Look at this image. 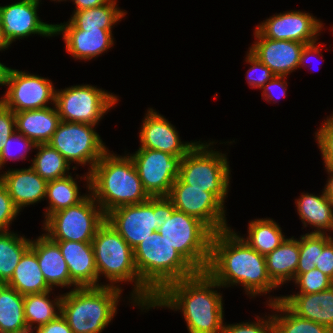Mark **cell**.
<instances>
[{"instance_id":"obj_1","label":"cell","mask_w":333,"mask_h":333,"mask_svg":"<svg viewBox=\"0 0 333 333\" xmlns=\"http://www.w3.org/2000/svg\"><path fill=\"white\" fill-rule=\"evenodd\" d=\"M206 272L222 287L242 285L252 297L277 288L268 276L265 256L231 228L213 234Z\"/></svg>"},{"instance_id":"obj_2","label":"cell","mask_w":333,"mask_h":333,"mask_svg":"<svg viewBox=\"0 0 333 333\" xmlns=\"http://www.w3.org/2000/svg\"><path fill=\"white\" fill-rule=\"evenodd\" d=\"M221 286L206 272L168 284L156 297L153 307L181 310L189 333H222V295L214 290Z\"/></svg>"},{"instance_id":"obj_3","label":"cell","mask_w":333,"mask_h":333,"mask_svg":"<svg viewBox=\"0 0 333 333\" xmlns=\"http://www.w3.org/2000/svg\"><path fill=\"white\" fill-rule=\"evenodd\" d=\"M83 178L105 215L117 207L150 198L129 155L117 156L108 150Z\"/></svg>"},{"instance_id":"obj_4","label":"cell","mask_w":333,"mask_h":333,"mask_svg":"<svg viewBox=\"0 0 333 333\" xmlns=\"http://www.w3.org/2000/svg\"><path fill=\"white\" fill-rule=\"evenodd\" d=\"M92 245L98 280L103 274L110 282L106 286L118 288L115 283L134 282L131 294L133 305L141 306L143 310L151 309L155 296L140 281L133 249L106 220L97 229Z\"/></svg>"},{"instance_id":"obj_5","label":"cell","mask_w":333,"mask_h":333,"mask_svg":"<svg viewBox=\"0 0 333 333\" xmlns=\"http://www.w3.org/2000/svg\"><path fill=\"white\" fill-rule=\"evenodd\" d=\"M133 251L140 281L155 297L168 284L198 272L158 231L148 235Z\"/></svg>"},{"instance_id":"obj_6","label":"cell","mask_w":333,"mask_h":333,"mask_svg":"<svg viewBox=\"0 0 333 333\" xmlns=\"http://www.w3.org/2000/svg\"><path fill=\"white\" fill-rule=\"evenodd\" d=\"M121 292L104 284L73 288L62 296L61 315L73 333H101L117 312Z\"/></svg>"},{"instance_id":"obj_7","label":"cell","mask_w":333,"mask_h":333,"mask_svg":"<svg viewBox=\"0 0 333 333\" xmlns=\"http://www.w3.org/2000/svg\"><path fill=\"white\" fill-rule=\"evenodd\" d=\"M175 210L167 196L150 197L147 201L117 207L106 214V221L134 249L158 231Z\"/></svg>"},{"instance_id":"obj_8","label":"cell","mask_w":333,"mask_h":333,"mask_svg":"<svg viewBox=\"0 0 333 333\" xmlns=\"http://www.w3.org/2000/svg\"><path fill=\"white\" fill-rule=\"evenodd\" d=\"M213 143L199 141L182 158L179 178L191 188L214 193L224 203L230 186V167L225 154L209 148Z\"/></svg>"},{"instance_id":"obj_9","label":"cell","mask_w":333,"mask_h":333,"mask_svg":"<svg viewBox=\"0 0 333 333\" xmlns=\"http://www.w3.org/2000/svg\"><path fill=\"white\" fill-rule=\"evenodd\" d=\"M158 232L198 272L207 270L214 232L204 222L175 209Z\"/></svg>"},{"instance_id":"obj_10","label":"cell","mask_w":333,"mask_h":333,"mask_svg":"<svg viewBox=\"0 0 333 333\" xmlns=\"http://www.w3.org/2000/svg\"><path fill=\"white\" fill-rule=\"evenodd\" d=\"M91 194L79 203L51 214L43 223L53 241L92 242L106 215ZM48 232V233H47Z\"/></svg>"},{"instance_id":"obj_11","label":"cell","mask_w":333,"mask_h":333,"mask_svg":"<svg viewBox=\"0 0 333 333\" xmlns=\"http://www.w3.org/2000/svg\"><path fill=\"white\" fill-rule=\"evenodd\" d=\"M118 98L92 85H76L55 92L60 120L97 125Z\"/></svg>"},{"instance_id":"obj_12","label":"cell","mask_w":333,"mask_h":333,"mask_svg":"<svg viewBox=\"0 0 333 333\" xmlns=\"http://www.w3.org/2000/svg\"><path fill=\"white\" fill-rule=\"evenodd\" d=\"M94 127L86 123L60 121L48 144L69 164L76 162L82 166L89 163V174L108 151Z\"/></svg>"},{"instance_id":"obj_13","label":"cell","mask_w":333,"mask_h":333,"mask_svg":"<svg viewBox=\"0 0 333 333\" xmlns=\"http://www.w3.org/2000/svg\"><path fill=\"white\" fill-rule=\"evenodd\" d=\"M144 190L150 197L168 196L180 176L182 156L139 148L130 154Z\"/></svg>"},{"instance_id":"obj_14","label":"cell","mask_w":333,"mask_h":333,"mask_svg":"<svg viewBox=\"0 0 333 333\" xmlns=\"http://www.w3.org/2000/svg\"><path fill=\"white\" fill-rule=\"evenodd\" d=\"M167 197L175 209L198 218L214 233L230 228L225 218L224 203L214 193L191 188L178 177Z\"/></svg>"},{"instance_id":"obj_15","label":"cell","mask_w":333,"mask_h":333,"mask_svg":"<svg viewBox=\"0 0 333 333\" xmlns=\"http://www.w3.org/2000/svg\"><path fill=\"white\" fill-rule=\"evenodd\" d=\"M5 86L9 87L0 100L14 112L47 108L51 102L55 104L56 90L47 78L9 68Z\"/></svg>"},{"instance_id":"obj_16","label":"cell","mask_w":333,"mask_h":333,"mask_svg":"<svg viewBox=\"0 0 333 333\" xmlns=\"http://www.w3.org/2000/svg\"><path fill=\"white\" fill-rule=\"evenodd\" d=\"M322 27V22L309 13L291 10L266 19L256 29L268 39L310 44L318 41Z\"/></svg>"},{"instance_id":"obj_17","label":"cell","mask_w":333,"mask_h":333,"mask_svg":"<svg viewBox=\"0 0 333 333\" xmlns=\"http://www.w3.org/2000/svg\"><path fill=\"white\" fill-rule=\"evenodd\" d=\"M40 0H20L11 5L0 6V25L4 37L10 43L38 34L52 37L54 24L42 22L37 15Z\"/></svg>"},{"instance_id":"obj_18","label":"cell","mask_w":333,"mask_h":333,"mask_svg":"<svg viewBox=\"0 0 333 333\" xmlns=\"http://www.w3.org/2000/svg\"><path fill=\"white\" fill-rule=\"evenodd\" d=\"M139 134V148L152 149L184 157L199 141L181 142L178 131L163 115L148 108Z\"/></svg>"},{"instance_id":"obj_19","label":"cell","mask_w":333,"mask_h":333,"mask_svg":"<svg viewBox=\"0 0 333 333\" xmlns=\"http://www.w3.org/2000/svg\"><path fill=\"white\" fill-rule=\"evenodd\" d=\"M255 43L249 48L274 75L286 76L299 66L300 55L306 44L289 40L265 38L256 28ZM258 40V41H257Z\"/></svg>"},{"instance_id":"obj_20","label":"cell","mask_w":333,"mask_h":333,"mask_svg":"<svg viewBox=\"0 0 333 333\" xmlns=\"http://www.w3.org/2000/svg\"><path fill=\"white\" fill-rule=\"evenodd\" d=\"M54 35L63 34L66 51L77 60H90L114 44L112 29L79 30L70 21L54 24Z\"/></svg>"},{"instance_id":"obj_21","label":"cell","mask_w":333,"mask_h":333,"mask_svg":"<svg viewBox=\"0 0 333 333\" xmlns=\"http://www.w3.org/2000/svg\"><path fill=\"white\" fill-rule=\"evenodd\" d=\"M78 288L100 287L92 242L55 241Z\"/></svg>"},{"instance_id":"obj_22","label":"cell","mask_w":333,"mask_h":333,"mask_svg":"<svg viewBox=\"0 0 333 333\" xmlns=\"http://www.w3.org/2000/svg\"><path fill=\"white\" fill-rule=\"evenodd\" d=\"M0 181L20 211L46 197L48 181L39 176L31 166L26 169H9L0 174Z\"/></svg>"},{"instance_id":"obj_23","label":"cell","mask_w":333,"mask_h":333,"mask_svg":"<svg viewBox=\"0 0 333 333\" xmlns=\"http://www.w3.org/2000/svg\"><path fill=\"white\" fill-rule=\"evenodd\" d=\"M282 300L296 315L325 325L333 331V286L313 294L296 293L272 297L269 303Z\"/></svg>"},{"instance_id":"obj_24","label":"cell","mask_w":333,"mask_h":333,"mask_svg":"<svg viewBox=\"0 0 333 333\" xmlns=\"http://www.w3.org/2000/svg\"><path fill=\"white\" fill-rule=\"evenodd\" d=\"M30 248L36 253L44 279L51 288L54 286L78 288L71 280L67 263L55 241L44 233L36 240H31Z\"/></svg>"},{"instance_id":"obj_25","label":"cell","mask_w":333,"mask_h":333,"mask_svg":"<svg viewBox=\"0 0 333 333\" xmlns=\"http://www.w3.org/2000/svg\"><path fill=\"white\" fill-rule=\"evenodd\" d=\"M60 121L56 107L15 112L16 132L35 144L48 143Z\"/></svg>"},{"instance_id":"obj_26","label":"cell","mask_w":333,"mask_h":333,"mask_svg":"<svg viewBox=\"0 0 333 333\" xmlns=\"http://www.w3.org/2000/svg\"><path fill=\"white\" fill-rule=\"evenodd\" d=\"M298 260L299 240L294 237L286 238L280 246L265 255L268 276L277 287L294 280Z\"/></svg>"},{"instance_id":"obj_27","label":"cell","mask_w":333,"mask_h":333,"mask_svg":"<svg viewBox=\"0 0 333 333\" xmlns=\"http://www.w3.org/2000/svg\"><path fill=\"white\" fill-rule=\"evenodd\" d=\"M295 203L304 226L309 224L316 229L310 233L324 234L325 230L333 231V203L324 191L319 196L302 193Z\"/></svg>"},{"instance_id":"obj_28","label":"cell","mask_w":333,"mask_h":333,"mask_svg":"<svg viewBox=\"0 0 333 333\" xmlns=\"http://www.w3.org/2000/svg\"><path fill=\"white\" fill-rule=\"evenodd\" d=\"M7 285L23 296L53 290L44 279L36 253L31 248L23 254Z\"/></svg>"},{"instance_id":"obj_29","label":"cell","mask_w":333,"mask_h":333,"mask_svg":"<svg viewBox=\"0 0 333 333\" xmlns=\"http://www.w3.org/2000/svg\"><path fill=\"white\" fill-rule=\"evenodd\" d=\"M0 333H30L24 313V296L0 284Z\"/></svg>"},{"instance_id":"obj_30","label":"cell","mask_w":333,"mask_h":333,"mask_svg":"<svg viewBox=\"0 0 333 333\" xmlns=\"http://www.w3.org/2000/svg\"><path fill=\"white\" fill-rule=\"evenodd\" d=\"M116 3V0H110L99 7L74 11L69 21L79 30L112 29L126 15Z\"/></svg>"},{"instance_id":"obj_31","label":"cell","mask_w":333,"mask_h":333,"mask_svg":"<svg viewBox=\"0 0 333 333\" xmlns=\"http://www.w3.org/2000/svg\"><path fill=\"white\" fill-rule=\"evenodd\" d=\"M51 291L24 296V313L30 333L47 324L61 314L62 294L54 300L49 299ZM57 310V311H56ZM59 311V312H58ZM37 323L34 327L32 325Z\"/></svg>"},{"instance_id":"obj_32","label":"cell","mask_w":333,"mask_h":333,"mask_svg":"<svg viewBox=\"0 0 333 333\" xmlns=\"http://www.w3.org/2000/svg\"><path fill=\"white\" fill-rule=\"evenodd\" d=\"M249 246L262 255H267L286 239L281 227L272 219H255L248 224V236L241 237Z\"/></svg>"},{"instance_id":"obj_33","label":"cell","mask_w":333,"mask_h":333,"mask_svg":"<svg viewBox=\"0 0 333 333\" xmlns=\"http://www.w3.org/2000/svg\"><path fill=\"white\" fill-rule=\"evenodd\" d=\"M267 305L274 311L276 310L277 313H281L272 315L274 333H333L325 325L296 315L282 300Z\"/></svg>"},{"instance_id":"obj_34","label":"cell","mask_w":333,"mask_h":333,"mask_svg":"<svg viewBox=\"0 0 333 333\" xmlns=\"http://www.w3.org/2000/svg\"><path fill=\"white\" fill-rule=\"evenodd\" d=\"M31 240L9 231H0V284H7Z\"/></svg>"},{"instance_id":"obj_35","label":"cell","mask_w":333,"mask_h":333,"mask_svg":"<svg viewBox=\"0 0 333 333\" xmlns=\"http://www.w3.org/2000/svg\"><path fill=\"white\" fill-rule=\"evenodd\" d=\"M79 193L77 181L71 176V173L66 177L48 181L45 198L49 200V207L46 208L44 221L51 214L71 207L87 196Z\"/></svg>"},{"instance_id":"obj_36","label":"cell","mask_w":333,"mask_h":333,"mask_svg":"<svg viewBox=\"0 0 333 333\" xmlns=\"http://www.w3.org/2000/svg\"><path fill=\"white\" fill-rule=\"evenodd\" d=\"M38 149L31 167L43 179L50 181L60 179L69 175L70 164L66 159L48 143L36 144ZM68 173V174H67Z\"/></svg>"},{"instance_id":"obj_37","label":"cell","mask_w":333,"mask_h":333,"mask_svg":"<svg viewBox=\"0 0 333 333\" xmlns=\"http://www.w3.org/2000/svg\"><path fill=\"white\" fill-rule=\"evenodd\" d=\"M330 235L306 233L301 235L299 239V260L296 269V274H302L315 269V264L318 263L319 250L332 239Z\"/></svg>"},{"instance_id":"obj_38","label":"cell","mask_w":333,"mask_h":333,"mask_svg":"<svg viewBox=\"0 0 333 333\" xmlns=\"http://www.w3.org/2000/svg\"><path fill=\"white\" fill-rule=\"evenodd\" d=\"M293 282L299 285L302 294H313L325 291L333 286V280L318 269L296 274Z\"/></svg>"},{"instance_id":"obj_39","label":"cell","mask_w":333,"mask_h":333,"mask_svg":"<svg viewBox=\"0 0 333 333\" xmlns=\"http://www.w3.org/2000/svg\"><path fill=\"white\" fill-rule=\"evenodd\" d=\"M15 145L18 146L16 150L14 149L16 147ZM35 146L36 144L32 140L26 138L24 135L15 131L7 139L5 145L3 146L2 151L0 152V170L3 168V165L8 160H17V159L25 160L26 158L25 155L27 154V152L29 150L35 149ZM17 150H22L23 152L19 151V153H16Z\"/></svg>"},{"instance_id":"obj_40","label":"cell","mask_w":333,"mask_h":333,"mask_svg":"<svg viewBox=\"0 0 333 333\" xmlns=\"http://www.w3.org/2000/svg\"><path fill=\"white\" fill-rule=\"evenodd\" d=\"M315 134L325 168L333 169V114L324 121Z\"/></svg>"},{"instance_id":"obj_41","label":"cell","mask_w":333,"mask_h":333,"mask_svg":"<svg viewBox=\"0 0 333 333\" xmlns=\"http://www.w3.org/2000/svg\"><path fill=\"white\" fill-rule=\"evenodd\" d=\"M246 62L250 63V68L247 71L246 79L248 84L252 88H262L268 81H270L275 75L269 69L268 66L264 65L256 56L250 51L247 52ZM259 73H258V72ZM258 73V74H257Z\"/></svg>"},{"instance_id":"obj_42","label":"cell","mask_w":333,"mask_h":333,"mask_svg":"<svg viewBox=\"0 0 333 333\" xmlns=\"http://www.w3.org/2000/svg\"><path fill=\"white\" fill-rule=\"evenodd\" d=\"M265 320L256 317L257 322H243L237 324H223L222 333H274V323L272 315Z\"/></svg>"},{"instance_id":"obj_43","label":"cell","mask_w":333,"mask_h":333,"mask_svg":"<svg viewBox=\"0 0 333 333\" xmlns=\"http://www.w3.org/2000/svg\"><path fill=\"white\" fill-rule=\"evenodd\" d=\"M20 210L15 206L7 188L0 181V231H8L9 225Z\"/></svg>"},{"instance_id":"obj_44","label":"cell","mask_w":333,"mask_h":333,"mask_svg":"<svg viewBox=\"0 0 333 333\" xmlns=\"http://www.w3.org/2000/svg\"><path fill=\"white\" fill-rule=\"evenodd\" d=\"M16 131L15 112L0 100V152L7 139Z\"/></svg>"},{"instance_id":"obj_45","label":"cell","mask_w":333,"mask_h":333,"mask_svg":"<svg viewBox=\"0 0 333 333\" xmlns=\"http://www.w3.org/2000/svg\"><path fill=\"white\" fill-rule=\"evenodd\" d=\"M286 76L275 75L270 81H268L261 89H263L262 98L267 102L270 100L277 102L280 97L286 95L287 81ZM276 92V93H275ZM276 98V99H275Z\"/></svg>"},{"instance_id":"obj_46","label":"cell","mask_w":333,"mask_h":333,"mask_svg":"<svg viewBox=\"0 0 333 333\" xmlns=\"http://www.w3.org/2000/svg\"><path fill=\"white\" fill-rule=\"evenodd\" d=\"M315 268L326 274L333 280V238L319 250L318 263Z\"/></svg>"},{"instance_id":"obj_47","label":"cell","mask_w":333,"mask_h":333,"mask_svg":"<svg viewBox=\"0 0 333 333\" xmlns=\"http://www.w3.org/2000/svg\"><path fill=\"white\" fill-rule=\"evenodd\" d=\"M35 331L36 333H73L61 314L47 324L36 328Z\"/></svg>"},{"instance_id":"obj_48","label":"cell","mask_w":333,"mask_h":333,"mask_svg":"<svg viewBox=\"0 0 333 333\" xmlns=\"http://www.w3.org/2000/svg\"><path fill=\"white\" fill-rule=\"evenodd\" d=\"M317 42L314 43H310V44H306L301 52L300 55V62H299V67H303L305 64V62H307L306 60L309 59V56H314L315 54H319L320 53V46L321 45H317Z\"/></svg>"},{"instance_id":"obj_49","label":"cell","mask_w":333,"mask_h":333,"mask_svg":"<svg viewBox=\"0 0 333 333\" xmlns=\"http://www.w3.org/2000/svg\"><path fill=\"white\" fill-rule=\"evenodd\" d=\"M109 1L110 0H73L74 4L76 5L74 11L99 7L108 3Z\"/></svg>"},{"instance_id":"obj_50","label":"cell","mask_w":333,"mask_h":333,"mask_svg":"<svg viewBox=\"0 0 333 333\" xmlns=\"http://www.w3.org/2000/svg\"><path fill=\"white\" fill-rule=\"evenodd\" d=\"M325 169H327L329 178H328L325 188L323 190H324V193L326 194V196L333 203V169L332 168H325Z\"/></svg>"},{"instance_id":"obj_51","label":"cell","mask_w":333,"mask_h":333,"mask_svg":"<svg viewBox=\"0 0 333 333\" xmlns=\"http://www.w3.org/2000/svg\"><path fill=\"white\" fill-rule=\"evenodd\" d=\"M9 67H6L4 64L0 62V85H6V78L8 74Z\"/></svg>"},{"instance_id":"obj_52","label":"cell","mask_w":333,"mask_h":333,"mask_svg":"<svg viewBox=\"0 0 333 333\" xmlns=\"http://www.w3.org/2000/svg\"><path fill=\"white\" fill-rule=\"evenodd\" d=\"M9 46H10V43L4 37L3 30H2V27L0 25V51L4 50L6 48L8 49Z\"/></svg>"}]
</instances>
